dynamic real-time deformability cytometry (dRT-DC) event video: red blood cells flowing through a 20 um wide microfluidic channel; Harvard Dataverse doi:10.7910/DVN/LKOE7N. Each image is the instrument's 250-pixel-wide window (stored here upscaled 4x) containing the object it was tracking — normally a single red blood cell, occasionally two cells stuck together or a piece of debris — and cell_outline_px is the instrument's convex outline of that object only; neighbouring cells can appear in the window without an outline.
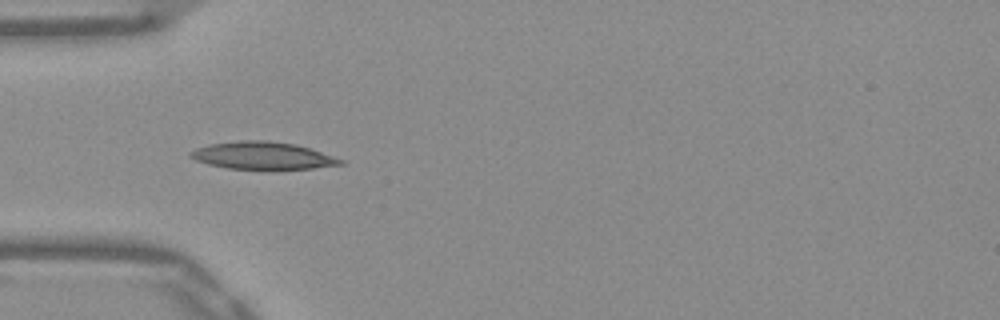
{"species": "Egyptian fruit bat (a non-hibernating species)", "species_latin": "Rousettus aegyptiacus", "temperature_condition": "warm", "stored_images_in_passage": 15, "camera_frame_rate_fps": 3000, "um_per_image_px": 0.085, "frame": {"image": 1, "passage_image": 3, "time_ms": 0.667, "image_size_px": [1000, 320], "cell_outline_px": [[344, 164], [312, 168], [228, 168], [208, 164], [196, 160], [188, 156], [188, 152], [196, 148], [212, 144], [244, 140], [268, 140], [296, 144], [344, 160]], "centroid_in_image_um": [22.29, 13.21], "position_along_channel_um": 62.7, "area_um2": 23.41}}
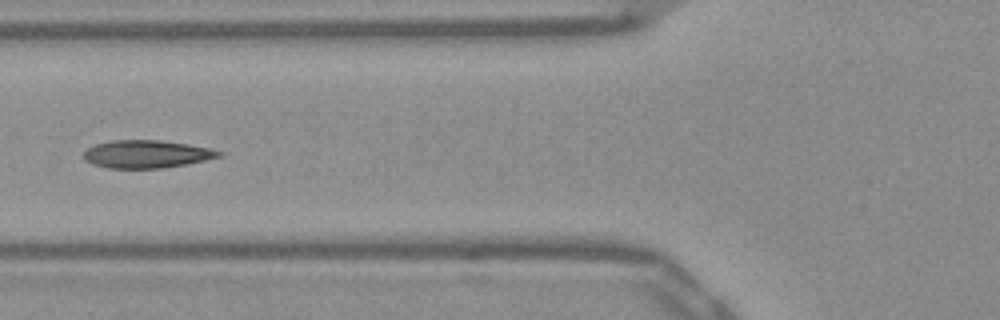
{"frame": {"image": 2, "passage_image": 7, "time_ms": 2.0, "image_size_px": [1000, 320], "cell_outline_px": [[224, 152], [220, 156], [204, 160], [164, 168], [108, 168], [92, 164], [84, 160], [84, 152], [88, 148], [96, 144], [112, 140], [160, 140], [188, 144], [208, 148]], "centroid_in_image_um": [12.43, 13.09], "position_along_channel_um": 113.4, "area_um2": 21.73}}